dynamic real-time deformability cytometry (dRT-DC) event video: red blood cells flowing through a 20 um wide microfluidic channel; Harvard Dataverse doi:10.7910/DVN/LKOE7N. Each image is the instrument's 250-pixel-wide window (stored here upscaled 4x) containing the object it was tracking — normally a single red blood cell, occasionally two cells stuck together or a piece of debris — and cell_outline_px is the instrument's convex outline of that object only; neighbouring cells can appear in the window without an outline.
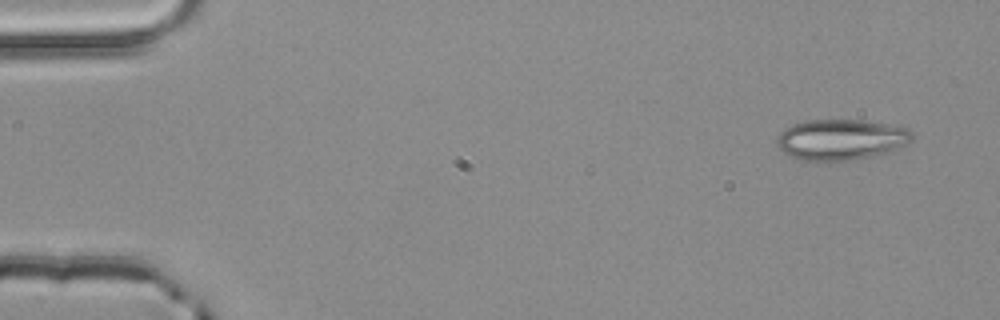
{"species": "common noctule bat (a hibernating species)", "species_latin": "Nyctalus noctula", "temperature_condition": "room temperature", "stored_images_in_passage": 3, "camera_frame_rate_fps": 3000, "um_per_image_px": 0.085, "animal": {"sex": "male", "body_mass_g": 20.4}, "frame": {"image": 1, "passage_image": 3, "time_ms": 0.667, "image_size_px": [1000, 320], "cell_outline_px": [[912, 140], [908, 144], [888, 152], [852, 160], [804, 160], [792, 156], [784, 152], [776, 144], [776, 140], [780, 132], [784, 128], [792, 124], [808, 120], [864, 120], [888, 124], [908, 128], [912, 132]], "centroid_in_image_um": [71.5, 11.84], "position_along_channel_um": 13.5, "area_um2": 31.96}}